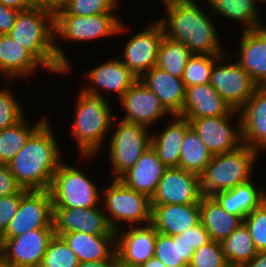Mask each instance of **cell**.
<instances>
[{
	"label": "cell",
	"instance_id": "1",
	"mask_svg": "<svg viewBox=\"0 0 266 267\" xmlns=\"http://www.w3.org/2000/svg\"><path fill=\"white\" fill-rule=\"evenodd\" d=\"M47 121L28 138L22 150L8 164L17 184L25 190H49L61 161Z\"/></svg>",
	"mask_w": 266,
	"mask_h": 267
},
{
	"label": "cell",
	"instance_id": "2",
	"mask_svg": "<svg viewBox=\"0 0 266 267\" xmlns=\"http://www.w3.org/2000/svg\"><path fill=\"white\" fill-rule=\"evenodd\" d=\"M168 18L158 22L164 36L184 43L193 54L222 56L214 24L193 0H164Z\"/></svg>",
	"mask_w": 266,
	"mask_h": 267
},
{
	"label": "cell",
	"instance_id": "3",
	"mask_svg": "<svg viewBox=\"0 0 266 267\" xmlns=\"http://www.w3.org/2000/svg\"><path fill=\"white\" fill-rule=\"evenodd\" d=\"M9 35L29 50L46 69L56 73L70 70L68 58L54 43V13L38 7L19 11Z\"/></svg>",
	"mask_w": 266,
	"mask_h": 267
},
{
	"label": "cell",
	"instance_id": "4",
	"mask_svg": "<svg viewBox=\"0 0 266 267\" xmlns=\"http://www.w3.org/2000/svg\"><path fill=\"white\" fill-rule=\"evenodd\" d=\"M77 98L71 134L76 138L82 156L90 157L102 143L115 116L112 117L106 98L94 86L82 89Z\"/></svg>",
	"mask_w": 266,
	"mask_h": 267
},
{
	"label": "cell",
	"instance_id": "5",
	"mask_svg": "<svg viewBox=\"0 0 266 267\" xmlns=\"http://www.w3.org/2000/svg\"><path fill=\"white\" fill-rule=\"evenodd\" d=\"M257 151L243 144L232 152L214 154L200 175L203 196H213L248 182Z\"/></svg>",
	"mask_w": 266,
	"mask_h": 267
},
{
	"label": "cell",
	"instance_id": "6",
	"mask_svg": "<svg viewBox=\"0 0 266 267\" xmlns=\"http://www.w3.org/2000/svg\"><path fill=\"white\" fill-rule=\"evenodd\" d=\"M52 207L91 208L98 204L97 186L77 168L60 163L49 188Z\"/></svg>",
	"mask_w": 266,
	"mask_h": 267
},
{
	"label": "cell",
	"instance_id": "7",
	"mask_svg": "<svg viewBox=\"0 0 266 267\" xmlns=\"http://www.w3.org/2000/svg\"><path fill=\"white\" fill-rule=\"evenodd\" d=\"M105 193V207L109 215L106 219L112 230L116 231L119 237V230L115 222H129V227L134 226L133 223L146 222L147 225L152 222V206L151 198L147 195L136 192L125 186L119 179H114L110 187L103 189Z\"/></svg>",
	"mask_w": 266,
	"mask_h": 267
},
{
	"label": "cell",
	"instance_id": "8",
	"mask_svg": "<svg viewBox=\"0 0 266 267\" xmlns=\"http://www.w3.org/2000/svg\"><path fill=\"white\" fill-rule=\"evenodd\" d=\"M114 132L109 156L115 173L114 179H119L150 148L151 135L147 134V127L122 120Z\"/></svg>",
	"mask_w": 266,
	"mask_h": 267
},
{
	"label": "cell",
	"instance_id": "9",
	"mask_svg": "<svg viewBox=\"0 0 266 267\" xmlns=\"http://www.w3.org/2000/svg\"><path fill=\"white\" fill-rule=\"evenodd\" d=\"M52 218L49 190H28L21 197L17 213L10 220L2 238H15L35 229H53Z\"/></svg>",
	"mask_w": 266,
	"mask_h": 267
},
{
	"label": "cell",
	"instance_id": "10",
	"mask_svg": "<svg viewBox=\"0 0 266 267\" xmlns=\"http://www.w3.org/2000/svg\"><path fill=\"white\" fill-rule=\"evenodd\" d=\"M114 13L78 16L54 14V32L69 40L85 41L116 34L123 25Z\"/></svg>",
	"mask_w": 266,
	"mask_h": 267
},
{
	"label": "cell",
	"instance_id": "11",
	"mask_svg": "<svg viewBox=\"0 0 266 267\" xmlns=\"http://www.w3.org/2000/svg\"><path fill=\"white\" fill-rule=\"evenodd\" d=\"M209 84L233 110L239 111L258 88L251 76L238 63L214 64Z\"/></svg>",
	"mask_w": 266,
	"mask_h": 267
},
{
	"label": "cell",
	"instance_id": "12",
	"mask_svg": "<svg viewBox=\"0 0 266 267\" xmlns=\"http://www.w3.org/2000/svg\"><path fill=\"white\" fill-rule=\"evenodd\" d=\"M202 197L199 175L181 168H167L151 197V205L200 204Z\"/></svg>",
	"mask_w": 266,
	"mask_h": 267
},
{
	"label": "cell",
	"instance_id": "13",
	"mask_svg": "<svg viewBox=\"0 0 266 267\" xmlns=\"http://www.w3.org/2000/svg\"><path fill=\"white\" fill-rule=\"evenodd\" d=\"M231 115L187 118L192 129L212 155L232 152L243 145L241 115L236 128L230 125ZM236 129V130H235Z\"/></svg>",
	"mask_w": 266,
	"mask_h": 267
},
{
	"label": "cell",
	"instance_id": "14",
	"mask_svg": "<svg viewBox=\"0 0 266 267\" xmlns=\"http://www.w3.org/2000/svg\"><path fill=\"white\" fill-rule=\"evenodd\" d=\"M54 229H35L15 238L3 239L4 261L11 267L40 266Z\"/></svg>",
	"mask_w": 266,
	"mask_h": 267
},
{
	"label": "cell",
	"instance_id": "15",
	"mask_svg": "<svg viewBox=\"0 0 266 267\" xmlns=\"http://www.w3.org/2000/svg\"><path fill=\"white\" fill-rule=\"evenodd\" d=\"M55 235L60 236L67 232H83L91 235L116 234L112 230L106 214L99 207L68 208L53 207L52 218Z\"/></svg>",
	"mask_w": 266,
	"mask_h": 267
},
{
	"label": "cell",
	"instance_id": "16",
	"mask_svg": "<svg viewBox=\"0 0 266 267\" xmlns=\"http://www.w3.org/2000/svg\"><path fill=\"white\" fill-rule=\"evenodd\" d=\"M164 37L159 22L132 37L126 44L122 62L138 78L156 65L158 49Z\"/></svg>",
	"mask_w": 266,
	"mask_h": 267
},
{
	"label": "cell",
	"instance_id": "17",
	"mask_svg": "<svg viewBox=\"0 0 266 267\" xmlns=\"http://www.w3.org/2000/svg\"><path fill=\"white\" fill-rule=\"evenodd\" d=\"M120 101L126 111L122 121L127 123L148 128L152 122L168 113L159 98L140 79L124 93Z\"/></svg>",
	"mask_w": 266,
	"mask_h": 267
},
{
	"label": "cell",
	"instance_id": "18",
	"mask_svg": "<svg viewBox=\"0 0 266 267\" xmlns=\"http://www.w3.org/2000/svg\"><path fill=\"white\" fill-rule=\"evenodd\" d=\"M121 238L116 237L117 261L128 267H140L155 254V243L157 231L152 224L146 227L131 226L122 234Z\"/></svg>",
	"mask_w": 266,
	"mask_h": 267
},
{
	"label": "cell",
	"instance_id": "19",
	"mask_svg": "<svg viewBox=\"0 0 266 267\" xmlns=\"http://www.w3.org/2000/svg\"><path fill=\"white\" fill-rule=\"evenodd\" d=\"M243 144L255 151L266 148V86L258 87L239 110Z\"/></svg>",
	"mask_w": 266,
	"mask_h": 267
},
{
	"label": "cell",
	"instance_id": "20",
	"mask_svg": "<svg viewBox=\"0 0 266 267\" xmlns=\"http://www.w3.org/2000/svg\"><path fill=\"white\" fill-rule=\"evenodd\" d=\"M236 112L209 83L186 87L181 115L184 118L227 116Z\"/></svg>",
	"mask_w": 266,
	"mask_h": 267
},
{
	"label": "cell",
	"instance_id": "21",
	"mask_svg": "<svg viewBox=\"0 0 266 267\" xmlns=\"http://www.w3.org/2000/svg\"><path fill=\"white\" fill-rule=\"evenodd\" d=\"M139 79L159 98L168 113L182 115L186 92L182 78L154 66Z\"/></svg>",
	"mask_w": 266,
	"mask_h": 267
},
{
	"label": "cell",
	"instance_id": "22",
	"mask_svg": "<svg viewBox=\"0 0 266 267\" xmlns=\"http://www.w3.org/2000/svg\"><path fill=\"white\" fill-rule=\"evenodd\" d=\"M156 231L168 236L181 234L200 222V204L151 205Z\"/></svg>",
	"mask_w": 266,
	"mask_h": 267
},
{
	"label": "cell",
	"instance_id": "23",
	"mask_svg": "<svg viewBox=\"0 0 266 267\" xmlns=\"http://www.w3.org/2000/svg\"><path fill=\"white\" fill-rule=\"evenodd\" d=\"M60 237L76 254L79 262L117 260L116 245H113L112 249L109 247L116 244V234L91 235L83 232H67L62 233Z\"/></svg>",
	"mask_w": 266,
	"mask_h": 267
},
{
	"label": "cell",
	"instance_id": "24",
	"mask_svg": "<svg viewBox=\"0 0 266 267\" xmlns=\"http://www.w3.org/2000/svg\"><path fill=\"white\" fill-rule=\"evenodd\" d=\"M166 169L167 167L159 160L156 152L150 146L119 180L128 188L151 198Z\"/></svg>",
	"mask_w": 266,
	"mask_h": 267
},
{
	"label": "cell",
	"instance_id": "25",
	"mask_svg": "<svg viewBox=\"0 0 266 267\" xmlns=\"http://www.w3.org/2000/svg\"><path fill=\"white\" fill-rule=\"evenodd\" d=\"M241 58L237 62L258 87L266 86V27L245 30L240 42Z\"/></svg>",
	"mask_w": 266,
	"mask_h": 267
},
{
	"label": "cell",
	"instance_id": "26",
	"mask_svg": "<svg viewBox=\"0 0 266 267\" xmlns=\"http://www.w3.org/2000/svg\"><path fill=\"white\" fill-rule=\"evenodd\" d=\"M173 118L175 121L164 128L159 136L151 135V147L167 168H179L182 142L191 127L187 118L180 115Z\"/></svg>",
	"mask_w": 266,
	"mask_h": 267
},
{
	"label": "cell",
	"instance_id": "27",
	"mask_svg": "<svg viewBox=\"0 0 266 267\" xmlns=\"http://www.w3.org/2000/svg\"><path fill=\"white\" fill-rule=\"evenodd\" d=\"M243 219L224 210L213 196L201 198L200 222L211 240L222 242L243 223Z\"/></svg>",
	"mask_w": 266,
	"mask_h": 267
},
{
	"label": "cell",
	"instance_id": "28",
	"mask_svg": "<svg viewBox=\"0 0 266 267\" xmlns=\"http://www.w3.org/2000/svg\"><path fill=\"white\" fill-rule=\"evenodd\" d=\"M43 65L29 50L8 34H0V72L9 77L29 75Z\"/></svg>",
	"mask_w": 266,
	"mask_h": 267
},
{
	"label": "cell",
	"instance_id": "29",
	"mask_svg": "<svg viewBox=\"0 0 266 267\" xmlns=\"http://www.w3.org/2000/svg\"><path fill=\"white\" fill-rule=\"evenodd\" d=\"M213 197L228 213L245 218L266 200V193L249 180L232 189L216 192Z\"/></svg>",
	"mask_w": 266,
	"mask_h": 267
},
{
	"label": "cell",
	"instance_id": "30",
	"mask_svg": "<svg viewBox=\"0 0 266 267\" xmlns=\"http://www.w3.org/2000/svg\"><path fill=\"white\" fill-rule=\"evenodd\" d=\"M88 71L85 76L94 85L115 91L119 99L139 79L120 60L107 61Z\"/></svg>",
	"mask_w": 266,
	"mask_h": 267
},
{
	"label": "cell",
	"instance_id": "31",
	"mask_svg": "<svg viewBox=\"0 0 266 267\" xmlns=\"http://www.w3.org/2000/svg\"><path fill=\"white\" fill-rule=\"evenodd\" d=\"M195 249L181 236L157 232L155 254L167 267H188Z\"/></svg>",
	"mask_w": 266,
	"mask_h": 267
},
{
	"label": "cell",
	"instance_id": "32",
	"mask_svg": "<svg viewBox=\"0 0 266 267\" xmlns=\"http://www.w3.org/2000/svg\"><path fill=\"white\" fill-rule=\"evenodd\" d=\"M212 154L190 127L181 146L179 168L201 175L209 164Z\"/></svg>",
	"mask_w": 266,
	"mask_h": 267
},
{
	"label": "cell",
	"instance_id": "33",
	"mask_svg": "<svg viewBox=\"0 0 266 267\" xmlns=\"http://www.w3.org/2000/svg\"><path fill=\"white\" fill-rule=\"evenodd\" d=\"M192 55L193 53L184 43L164 36L158 49L155 66L172 76L182 78L184 68Z\"/></svg>",
	"mask_w": 266,
	"mask_h": 267
},
{
	"label": "cell",
	"instance_id": "34",
	"mask_svg": "<svg viewBox=\"0 0 266 267\" xmlns=\"http://www.w3.org/2000/svg\"><path fill=\"white\" fill-rule=\"evenodd\" d=\"M221 245L227 262L241 267L246 262L251 261L258 252L254 246L249 229L244 223L224 239Z\"/></svg>",
	"mask_w": 266,
	"mask_h": 267
},
{
	"label": "cell",
	"instance_id": "35",
	"mask_svg": "<svg viewBox=\"0 0 266 267\" xmlns=\"http://www.w3.org/2000/svg\"><path fill=\"white\" fill-rule=\"evenodd\" d=\"M24 119L0 131V164L8 165L22 150L30 135L45 121L40 120L31 128Z\"/></svg>",
	"mask_w": 266,
	"mask_h": 267
},
{
	"label": "cell",
	"instance_id": "36",
	"mask_svg": "<svg viewBox=\"0 0 266 267\" xmlns=\"http://www.w3.org/2000/svg\"><path fill=\"white\" fill-rule=\"evenodd\" d=\"M216 13L246 23L245 30L260 28L255 0H206ZM258 20V21H257Z\"/></svg>",
	"mask_w": 266,
	"mask_h": 267
},
{
	"label": "cell",
	"instance_id": "37",
	"mask_svg": "<svg viewBox=\"0 0 266 267\" xmlns=\"http://www.w3.org/2000/svg\"><path fill=\"white\" fill-rule=\"evenodd\" d=\"M221 57L223 56L193 54L189 58L182 76L185 87L209 83L213 65Z\"/></svg>",
	"mask_w": 266,
	"mask_h": 267
},
{
	"label": "cell",
	"instance_id": "38",
	"mask_svg": "<svg viewBox=\"0 0 266 267\" xmlns=\"http://www.w3.org/2000/svg\"><path fill=\"white\" fill-rule=\"evenodd\" d=\"M79 259L66 242L57 235L50 240L44 254L42 267H78Z\"/></svg>",
	"mask_w": 266,
	"mask_h": 267
},
{
	"label": "cell",
	"instance_id": "39",
	"mask_svg": "<svg viewBox=\"0 0 266 267\" xmlns=\"http://www.w3.org/2000/svg\"><path fill=\"white\" fill-rule=\"evenodd\" d=\"M117 0H67L65 6L55 14H72L78 16L113 13Z\"/></svg>",
	"mask_w": 266,
	"mask_h": 267
},
{
	"label": "cell",
	"instance_id": "40",
	"mask_svg": "<svg viewBox=\"0 0 266 267\" xmlns=\"http://www.w3.org/2000/svg\"><path fill=\"white\" fill-rule=\"evenodd\" d=\"M243 223L249 229L256 250L266 251V200L249 213Z\"/></svg>",
	"mask_w": 266,
	"mask_h": 267
},
{
	"label": "cell",
	"instance_id": "41",
	"mask_svg": "<svg viewBox=\"0 0 266 267\" xmlns=\"http://www.w3.org/2000/svg\"><path fill=\"white\" fill-rule=\"evenodd\" d=\"M226 263L221 242L211 240L195 249L188 267H222Z\"/></svg>",
	"mask_w": 266,
	"mask_h": 267
},
{
	"label": "cell",
	"instance_id": "42",
	"mask_svg": "<svg viewBox=\"0 0 266 267\" xmlns=\"http://www.w3.org/2000/svg\"><path fill=\"white\" fill-rule=\"evenodd\" d=\"M21 108L8 88L0 90V131L24 117Z\"/></svg>",
	"mask_w": 266,
	"mask_h": 267
},
{
	"label": "cell",
	"instance_id": "43",
	"mask_svg": "<svg viewBox=\"0 0 266 267\" xmlns=\"http://www.w3.org/2000/svg\"><path fill=\"white\" fill-rule=\"evenodd\" d=\"M28 190L21 189L18 193L0 197V234L5 232L10 220L17 213L21 197Z\"/></svg>",
	"mask_w": 266,
	"mask_h": 267
},
{
	"label": "cell",
	"instance_id": "44",
	"mask_svg": "<svg viewBox=\"0 0 266 267\" xmlns=\"http://www.w3.org/2000/svg\"><path fill=\"white\" fill-rule=\"evenodd\" d=\"M181 235L194 249L199 248L200 246L207 244L211 241V238L203 227L201 222L197 225L183 231Z\"/></svg>",
	"mask_w": 266,
	"mask_h": 267
},
{
	"label": "cell",
	"instance_id": "45",
	"mask_svg": "<svg viewBox=\"0 0 266 267\" xmlns=\"http://www.w3.org/2000/svg\"><path fill=\"white\" fill-rule=\"evenodd\" d=\"M21 189L8 165L0 164V197L16 194Z\"/></svg>",
	"mask_w": 266,
	"mask_h": 267
},
{
	"label": "cell",
	"instance_id": "46",
	"mask_svg": "<svg viewBox=\"0 0 266 267\" xmlns=\"http://www.w3.org/2000/svg\"><path fill=\"white\" fill-rule=\"evenodd\" d=\"M19 11L0 4V34H8L15 25Z\"/></svg>",
	"mask_w": 266,
	"mask_h": 267
},
{
	"label": "cell",
	"instance_id": "47",
	"mask_svg": "<svg viewBox=\"0 0 266 267\" xmlns=\"http://www.w3.org/2000/svg\"><path fill=\"white\" fill-rule=\"evenodd\" d=\"M66 2L67 0H31L33 7L45 9L54 14L61 10L65 6Z\"/></svg>",
	"mask_w": 266,
	"mask_h": 267
},
{
	"label": "cell",
	"instance_id": "48",
	"mask_svg": "<svg viewBox=\"0 0 266 267\" xmlns=\"http://www.w3.org/2000/svg\"><path fill=\"white\" fill-rule=\"evenodd\" d=\"M0 4L17 11H25L33 7L31 0H0Z\"/></svg>",
	"mask_w": 266,
	"mask_h": 267
},
{
	"label": "cell",
	"instance_id": "49",
	"mask_svg": "<svg viewBox=\"0 0 266 267\" xmlns=\"http://www.w3.org/2000/svg\"><path fill=\"white\" fill-rule=\"evenodd\" d=\"M242 267H266V251L257 252V255Z\"/></svg>",
	"mask_w": 266,
	"mask_h": 267
},
{
	"label": "cell",
	"instance_id": "50",
	"mask_svg": "<svg viewBox=\"0 0 266 267\" xmlns=\"http://www.w3.org/2000/svg\"><path fill=\"white\" fill-rule=\"evenodd\" d=\"M117 260H102L94 262H80L78 267H113Z\"/></svg>",
	"mask_w": 266,
	"mask_h": 267
},
{
	"label": "cell",
	"instance_id": "51",
	"mask_svg": "<svg viewBox=\"0 0 266 267\" xmlns=\"http://www.w3.org/2000/svg\"><path fill=\"white\" fill-rule=\"evenodd\" d=\"M140 267H167L158 258L151 257L148 261L143 263Z\"/></svg>",
	"mask_w": 266,
	"mask_h": 267
},
{
	"label": "cell",
	"instance_id": "52",
	"mask_svg": "<svg viewBox=\"0 0 266 267\" xmlns=\"http://www.w3.org/2000/svg\"><path fill=\"white\" fill-rule=\"evenodd\" d=\"M3 246H4V242H3L2 235L0 234V262L4 260Z\"/></svg>",
	"mask_w": 266,
	"mask_h": 267
},
{
	"label": "cell",
	"instance_id": "53",
	"mask_svg": "<svg viewBox=\"0 0 266 267\" xmlns=\"http://www.w3.org/2000/svg\"><path fill=\"white\" fill-rule=\"evenodd\" d=\"M222 267H241L239 265L236 264H231L230 262H227L225 265H223Z\"/></svg>",
	"mask_w": 266,
	"mask_h": 267
},
{
	"label": "cell",
	"instance_id": "54",
	"mask_svg": "<svg viewBox=\"0 0 266 267\" xmlns=\"http://www.w3.org/2000/svg\"><path fill=\"white\" fill-rule=\"evenodd\" d=\"M0 267H11V266L3 260L2 262H0Z\"/></svg>",
	"mask_w": 266,
	"mask_h": 267
},
{
	"label": "cell",
	"instance_id": "55",
	"mask_svg": "<svg viewBox=\"0 0 266 267\" xmlns=\"http://www.w3.org/2000/svg\"><path fill=\"white\" fill-rule=\"evenodd\" d=\"M113 267H128V266L122 265L121 263L116 261Z\"/></svg>",
	"mask_w": 266,
	"mask_h": 267
}]
</instances>
